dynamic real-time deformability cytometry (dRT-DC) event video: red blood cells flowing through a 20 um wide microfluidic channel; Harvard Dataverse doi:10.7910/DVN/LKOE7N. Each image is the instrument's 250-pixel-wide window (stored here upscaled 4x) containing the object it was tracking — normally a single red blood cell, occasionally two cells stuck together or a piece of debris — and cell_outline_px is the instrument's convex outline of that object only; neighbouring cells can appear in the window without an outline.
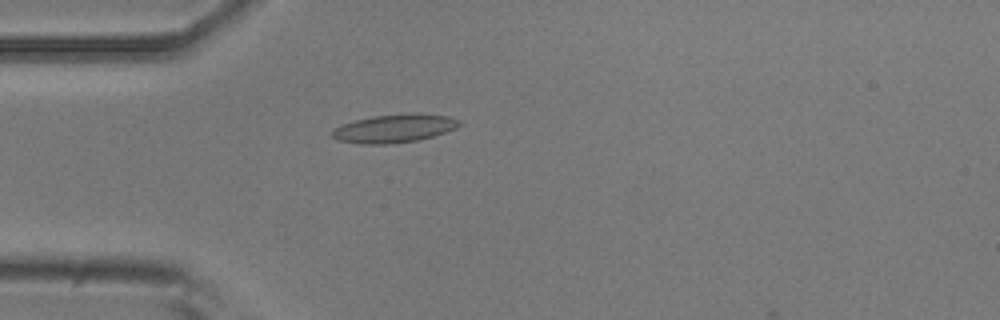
{"species": "common noctule bat (a hibernating species)", "species_latin": "Nyctalus noctula", "temperature_condition": "room temperature", "stored_images_in_passage": 40, "camera_frame_rate_fps": 3000, "um_per_image_px": 0.085, "animal": {"sex": "male", "body_mass_g": 20.5, "forearm_length_mm": 52.5}, "frame": {"image": 1, "passage_image": 1, "time_ms": 0.0, "image_size_px": [1000, 320], "cell_outline_px": [[464, 124], [456, 128], [420, 140], [388, 144], [364, 144], [336, 140], [332, 136], [332, 132], [336, 128], [344, 124], [356, 120], [372, 116], [416, 112], [448, 116], [460, 120]], "centroid_in_image_um": [33.57, 10.9], "position_along_channel_um": 51.4, "area_um2": 21.04}}
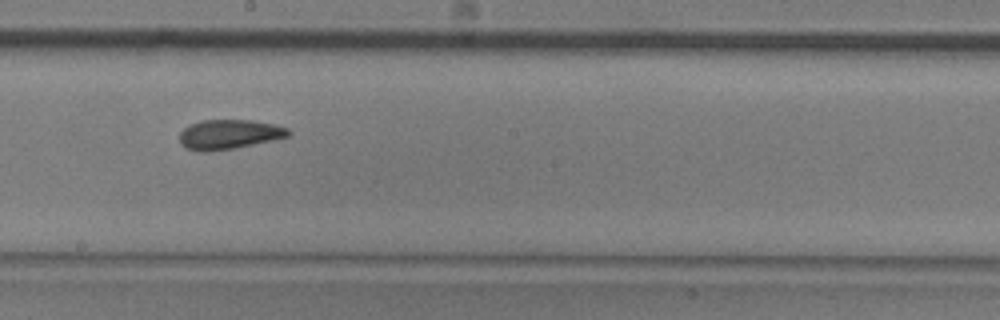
{"frame": {"image": 2, "passage_image": 16, "time_ms": 5.0, "image_size_px": [1000, 320], "cell_outline_px": [[292, 132], [288, 136], [272, 140], [232, 148], [204, 152], [200, 152], [188, 148], [180, 144], [180, 132], [184, 128], [192, 124], [204, 120], [252, 120], [276, 124], [288, 128]], "centroid_in_image_um": [19.49, 11.41], "position_along_channel_um": 228.7, "area_um2": 18.55}}
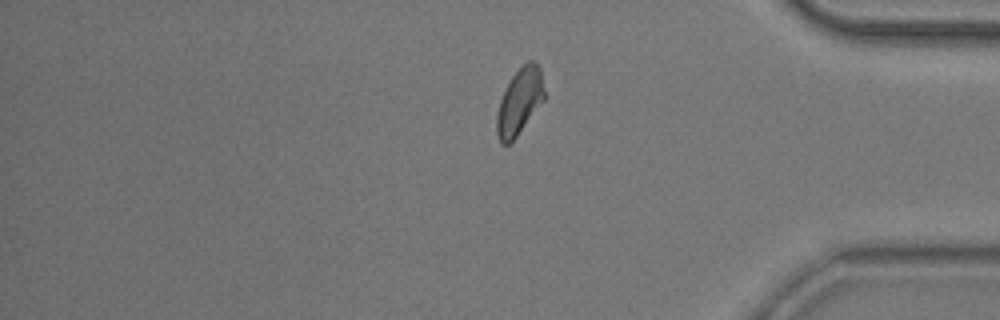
{"frame": {"image": 3, "passage_image": 31, "time_ms": 10.0, "image_size_px": [1000, 320], "cell_outline_px": [[544, 100], [516, 136], [508, 144], [500, 144], [496, 132], [496, 116], [500, 100], [512, 76], [528, 60], [536, 60], [540, 68], [544, 88]], "centroid_in_image_um": [44.16, 8.62], "position_along_channel_um": 391.0, "area_um2": 18.09}, "authors_computed_cell_mechanics": {"area_um2": 18.4093, "velocity_mm_per_s": 3.7032, "shape_relaxation_time_tau1_ms": 8.7728, "shape_relaxation_time_tau2_ms": 1.0745, "deformation_change_tau1": 0.1934, "deformation_change_tau2": 0.0715}}